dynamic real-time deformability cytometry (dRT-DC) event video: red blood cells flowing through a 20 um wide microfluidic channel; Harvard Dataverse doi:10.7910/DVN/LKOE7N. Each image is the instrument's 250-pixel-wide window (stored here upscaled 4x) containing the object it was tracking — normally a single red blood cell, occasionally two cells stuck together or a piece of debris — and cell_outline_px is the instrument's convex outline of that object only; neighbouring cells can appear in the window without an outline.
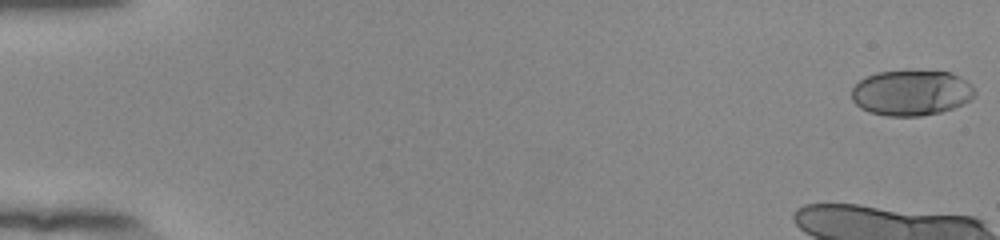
{"species": "human", "species_latin": "Homo sapiens", "temperature_condition": "room temperature", "stored_images_in_passage": 17, "camera_frame_rate_fps": 3000, "um_per_image_px": 0.085, "donor": {"sex": "female"}, "frame": {"image": 1, "passage_image": 1, "time_ms": 0.0, "image_size_px": [1000, 240], "cell_outline_px": [[976, 96], [964, 104], [940, 112], [920, 116], [888, 116], [868, 112], [860, 108], [852, 100], [852, 88], [864, 76], [876, 72], [952, 72], [960, 76], [972, 84], [976, 92]], "centroid_in_image_um": [77.48, 7.9], "position_along_channel_um": 7.5, "area_um2": 32.71}}